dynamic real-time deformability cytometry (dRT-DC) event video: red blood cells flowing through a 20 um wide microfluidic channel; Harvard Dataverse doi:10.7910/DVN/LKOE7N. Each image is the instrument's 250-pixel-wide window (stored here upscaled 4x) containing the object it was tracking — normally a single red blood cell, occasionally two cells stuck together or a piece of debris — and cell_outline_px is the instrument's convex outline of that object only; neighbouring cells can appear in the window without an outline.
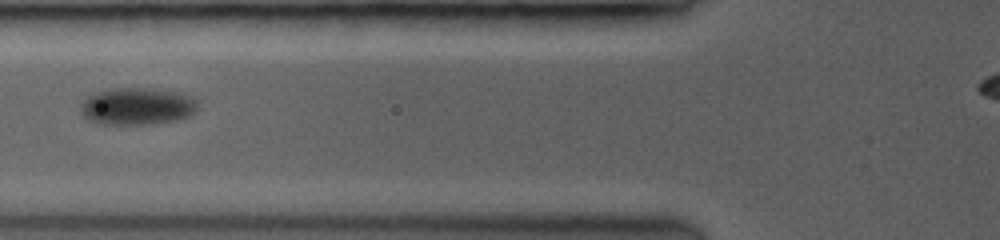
{"species": "common noctule bat (a hibernating species)", "species_latin": "Nyctalus noctula", "temperature_condition": "room temperature", "stored_images_in_passage": 11, "camera_frame_rate_fps": 3500, "um_per_image_px": 0.085, "animal": {"sex": "female", "body_mass_g": 19.0, "forearm_length_mm": 53.3}, "frame": {"image": 1, "passage_image": 2, "time_ms": 1.143, "image_size_px": [1000, 240], "cell_outline_px": [[196, 108], [188, 116], [176, 120], [144, 124], [104, 124], [88, 120], [84, 116], [84, 100], [88, 96], [96, 92], [112, 88], [144, 88], [164, 92], [180, 96], [192, 100], [196, 104]], "centroid_in_image_um": [11.55, 9.06], "position_along_channel_um": 114.3, "area_um2": 23.93}}
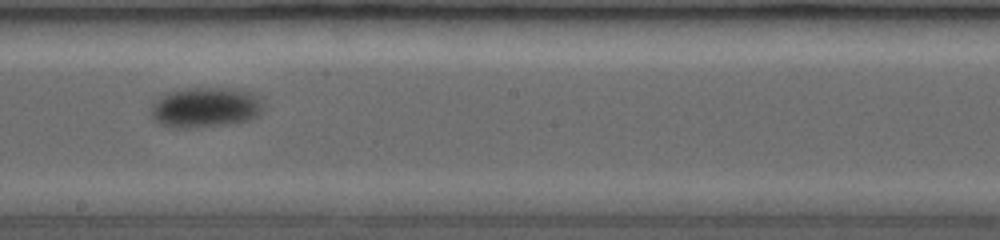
{"frame": {"image": 2, "passage_image": 5, "time_ms": 4.286, "image_size_px": [1000, 240], "cell_outline_px": [[256, 116], [248, 120], [188, 128], [172, 128], [160, 124], [152, 116], [152, 108], [164, 96], [172, 92], [188, 88], [224, 88], [248, 96], [256, 104]], "centroid_in_image_um": [17.26, 9.17], "position_along_channel_um": 230.9, "area_um2": 23.93}}
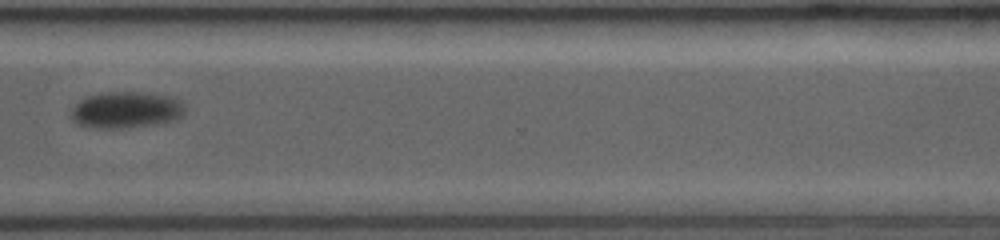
{"frame": {"image": 3, "passage_image": 8, "time_ms": 7.714, "image_size_px": [1000, 240], "cell_outline_px": [[184, 116], [176, 120], [160, 124], [120, 128], [92, 128], [76, 124], [72, 120], [72, 108], [80, 100], [88, 96], [108, 92], [132, 92], [176, 96], [180, 100], [184, 108]], "centroid_in_image_um": [10.75, 9.36], "position_along_channel_um": 359.8, "area_um2": 24.39}}